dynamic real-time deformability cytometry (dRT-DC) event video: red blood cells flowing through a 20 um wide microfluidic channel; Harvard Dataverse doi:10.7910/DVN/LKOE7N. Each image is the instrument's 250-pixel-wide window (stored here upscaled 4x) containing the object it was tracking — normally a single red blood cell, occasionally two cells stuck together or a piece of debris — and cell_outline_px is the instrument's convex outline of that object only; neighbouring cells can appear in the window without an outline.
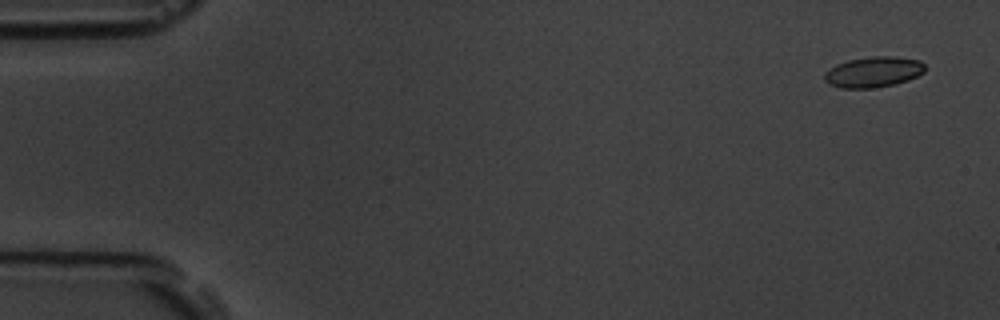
{"species": "common noctule bat (a hibernating species)", "species_latin": "Nyctalus noctula", "temperature_condition": "room temperature", "stored_images_in_passage": 5, "camera_frame_rate_fps": 3000, "um_per_image_px": 0.085, "animal": {"sex": "male", "body_mass_g": 19.5, "forearm_length_mm": 54.6}, "frame": {"image": 1, "passage_image": 1, "time_ms": 0.0, "image_size_px": [1000, 320], "cell_outline_px": [[924, 72], [908, 80], [896, 84], [868, 88], [840, 88], [828, 84], [824, 80], [824, 72], [836, 64], [848, 60], [872, 56], [892, 56], [920, 60], [924, 64]], "centroid_in_image_um": [74.21, 6.12], "position_along_channel_um": 10.8, "area_um2": 17.98}}
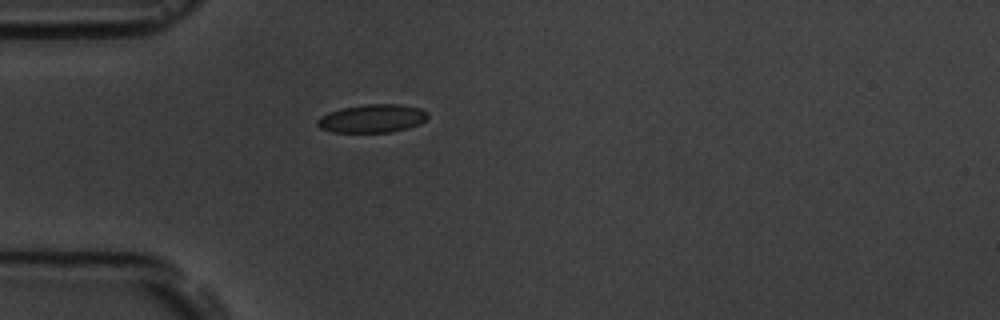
{"frame": {"image": 2, "passage_image": 5, "time_ms": 4.667, "image_size_px": [1000, 320], "cell_outline_px": [[428, 116], [420, 124], [408, 128], [392, 132], [332, 132], [320, 128], [316, 124], [316, 120], [320, 116], [328, 112], [344, 108], [364, 104], [400, 104], [420, 108], [428, 112]], "centroid_in_image_um": [31.64, 10.07], "position_along_channel_um": 53.4, "area_um2": 18.26}}